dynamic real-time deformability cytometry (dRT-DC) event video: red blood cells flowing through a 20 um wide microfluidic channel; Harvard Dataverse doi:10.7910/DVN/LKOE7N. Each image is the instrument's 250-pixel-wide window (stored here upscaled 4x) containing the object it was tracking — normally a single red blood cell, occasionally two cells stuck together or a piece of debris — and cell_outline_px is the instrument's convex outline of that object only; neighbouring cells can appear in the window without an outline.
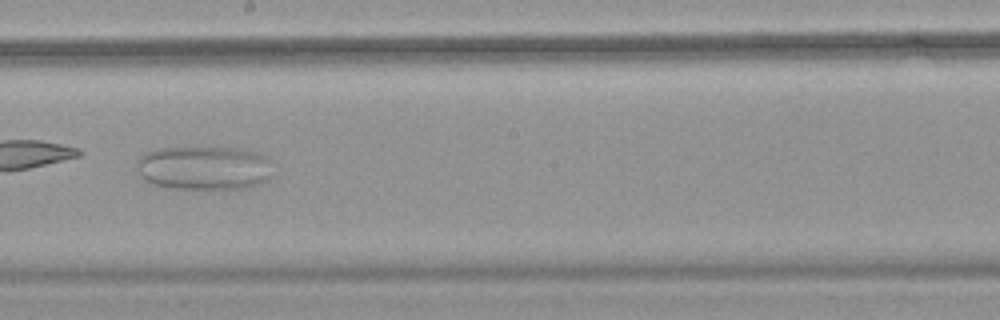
{"species": "common noctule bat (a hibernating species)", "species_latin": "Nyctalus noctula", "temperature_condition": "warm", "stored_images_in_passage": 55, "camera_frame_rate_fps": 3000, "um_per_image_px": 0.085, "animal": {"sex": "female", "body_mass_g": 18.4}, "frame": {"image": 1, "passage_image": 32, "time_ms": 10.333, "image_size_px": [1000, 320], "cell_outline_px": [[268, 180], [260, 184], [244, 188], [164, 188], [152, 184], [144, 180], [140, 172], [140, 156], [144, 152], [160, 148], [244, 148], [256, 152], [264, 156], [268, 160]], "centroid_in_image_um": [17.33, 14.27], "position_along_channel_um": 230.9, "area_um2": 34.33}}